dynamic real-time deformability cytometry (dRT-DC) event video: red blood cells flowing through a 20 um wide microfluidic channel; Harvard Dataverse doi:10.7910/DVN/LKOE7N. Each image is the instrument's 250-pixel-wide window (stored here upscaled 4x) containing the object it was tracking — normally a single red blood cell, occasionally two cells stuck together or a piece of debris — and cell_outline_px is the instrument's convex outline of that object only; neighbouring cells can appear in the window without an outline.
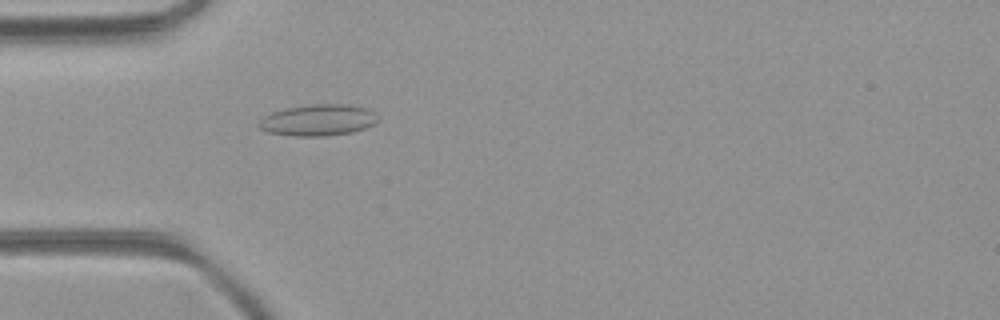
{"species": "common noctule bat (a hibernating species)", "species_latin": "Nyctalus noctula", "temperature_condition": "room temperature", "stored_images_in_passage": 20, "camera_frame_rate_fps": 3000, "um_per_image_px": 0.085, "animal": {"sex": "female", "body_mass_g": 21.9}, "frame": {"image": 1, "passage_image": 3, "time_ms": 0.667, "image_size_px": [1000, 320], "cell_outline_px": [[380, 120], [364, 128], [352, 132], [324, 136], [292, 136], [268, 132], [260, 128], [260, 120], [264, 116], [272, 112], [284, 108], [312, 104], [352, 104], [368, 108], [376, 112], [380, 116]], "centroid_in_image_um": [27.1, 10.19], "position_along_channel_um": 57.9, "area_um2": 21.96}}
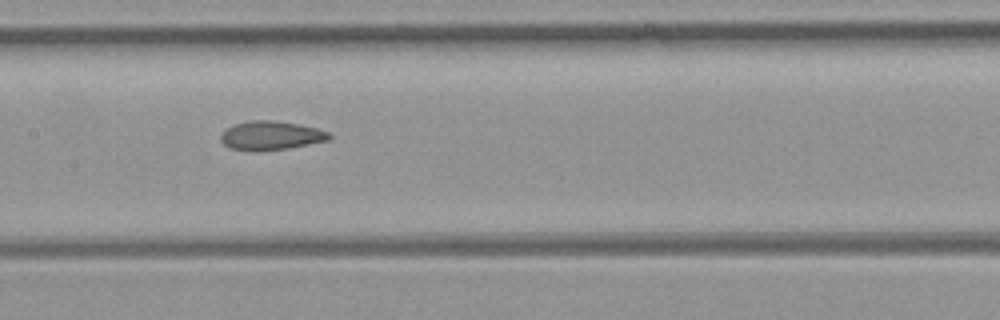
{"frame": {"image": 2, "passage_image": 12, "time_ms": 3.667, "image_size_px": [1000, 320], "cell_outline_px": [[332, 136], [328, 140], [288, 148], [228, 148], [220, 140], [220, 136], [232, 124], [248, 120], [268, 120], [300, 124], [316, 128], [328, 132]], "centroid_in_image_um": [23.04, 11.47], "position_along_channel_um": 184.4, "area_um2": 17.46}}
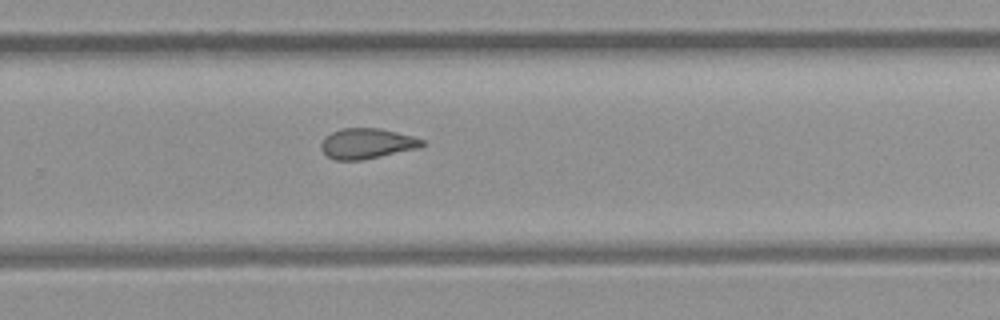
{"frame": {"image": 3, "passage_image": 20, "time_ms": 6.333, "image_size_px": [1000, 320], "cell_outline_px": [[424, 144], [420, 148], [360, 160], [336, 160], [328, 156], [320, 148], [320, 144], [324, 136], [340, 128], [380, 128], [412, 136], [424, 140]], "centroid_in_image_um": [31.16, 12.19], "position_along_channel_um": 298.6, "area_um2": 17.86}}